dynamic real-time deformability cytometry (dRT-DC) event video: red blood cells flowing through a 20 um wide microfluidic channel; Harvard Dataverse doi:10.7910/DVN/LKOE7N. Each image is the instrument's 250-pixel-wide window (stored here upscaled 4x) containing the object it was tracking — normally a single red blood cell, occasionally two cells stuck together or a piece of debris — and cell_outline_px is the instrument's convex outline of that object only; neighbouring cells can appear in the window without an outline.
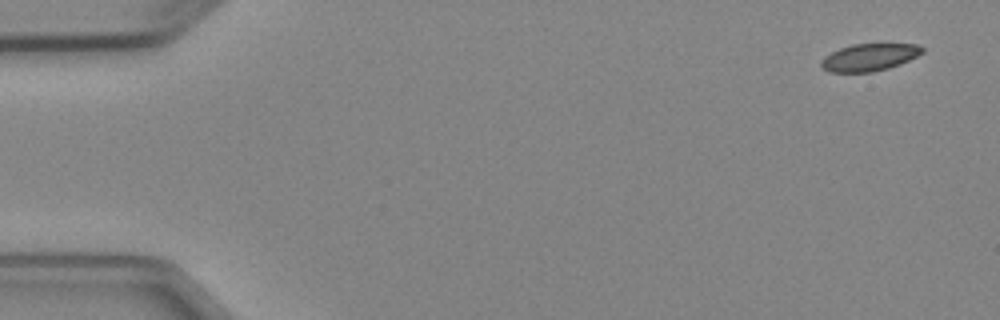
{"species": "Egyptian fruit bat (a non-hibernating species)", "species_latin": "Rousettus aegyptiacus", "temperature_condition": "cold", "stored_images_in_passage": 4, "camera_frame_rate_fps": 3000, "um_per_image_px": 0.085, "animal": {"sex": "female"}, "frame": {"image": 1, "passage_image": 1, "time_ms": 0.0, "image_size_px": [1000, 320], "cell_outline_px": [[924, 52], [900, 64], [888, 68], [872, 72], [828, 72], [820, 68], [820, 60], [824, 56], [840, 48], [852, 44], [916, 44], [924, 48]], "centroid_in_image_um": [73.84, 4.87], "position_along_channel_um": 11.2, "area_um2": 16.13}}